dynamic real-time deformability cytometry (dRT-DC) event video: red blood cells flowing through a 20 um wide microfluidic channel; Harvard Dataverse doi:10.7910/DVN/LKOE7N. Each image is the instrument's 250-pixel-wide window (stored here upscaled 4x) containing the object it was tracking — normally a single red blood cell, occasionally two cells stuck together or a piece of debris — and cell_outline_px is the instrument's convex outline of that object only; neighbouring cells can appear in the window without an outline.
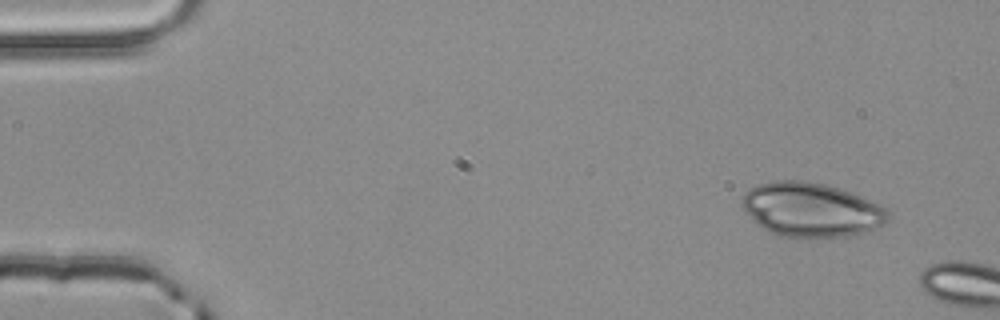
{"species": "common noctule bat (a hibernating species)", "species_latin": "Nyctalus noctula", "temperature_condition": "room temperature", "stored_images_in_passage": 2, "camera_frame_rate_fps": 3000, "um_per_image_px": 0.085, "animal": {"sex": "male", "body_mass_g": 20.4}, "frame": {"image": 1, "passage_image": 1, "time_ms": 0.0, "image_size_px": [1000, 320], "cell_outline_px": [[888, 220], [876, 232], [856, 236], [776, 236], [752, 220], [740, 204], [744, 192], [756, 184], [776, 180], [804, 180], [828, 184], [840, 188], [868, 200], [884, 208], [888, 212]], "centroid_in_image_um": [68.96, 17.82], "position_along_channel_um": 16.0, "area_um2": 46.41}}